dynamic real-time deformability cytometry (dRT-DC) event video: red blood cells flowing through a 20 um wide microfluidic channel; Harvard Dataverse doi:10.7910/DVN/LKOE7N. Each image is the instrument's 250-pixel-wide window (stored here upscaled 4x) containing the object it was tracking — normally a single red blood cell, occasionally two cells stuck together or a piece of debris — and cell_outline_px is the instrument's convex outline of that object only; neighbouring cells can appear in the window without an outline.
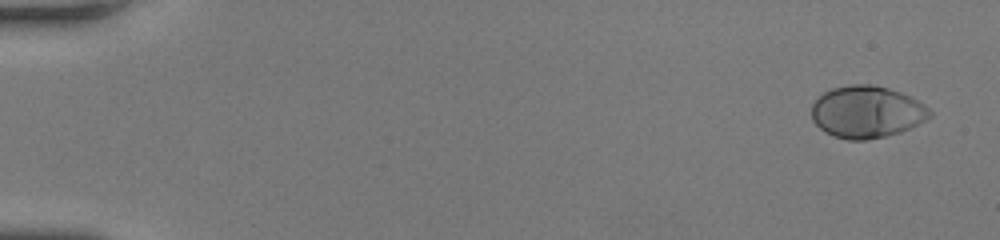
{"species": "human", "species_latin": "Homo sapiens", "temperature_condition": "room temperature", "stored_images_in_passage": 50, "camera_frame_rate_fps": 3000, "um_per_image_px": 0.085, "donor": {"sex": "female"}, "frame": {"image": 1, "passage_image": 1, "time_ms": 0.0, "image_size_px": [1000, 240], "cell_outline_px": [[932, 116], [900, 132], [884, 136], [864, 140], [848, 140], [832, 136], [824, 132], [812, 120], [812, 104], [824, 92], [832, 88], [848, 84], [872, 84], [888, 88], [900, 92], [924, 104], [932, 112]], "centroid_in_image_um": [73.64, 9.51], "position_along_channel_um": 11.4, "area_um2": 35.72}}
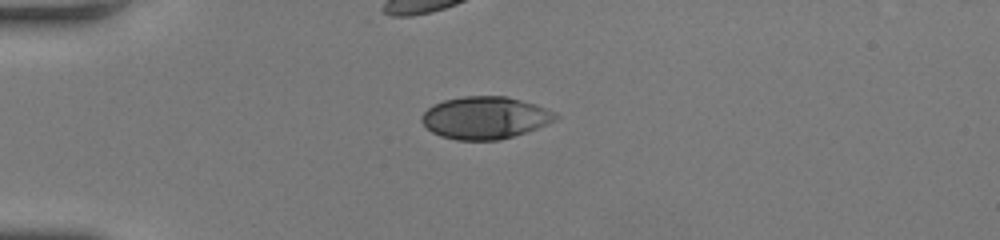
{"frame": {"image": 2, "passage_image": 13, "time_ms": 4.0, "image_size_px": [1000, 240], "cell_outline_px": [[560, 116], [556, 120], [548, 124], [500, 140], [456, 140], [440, 136], [432, 132], [420, 120], [420, 116], [432, 104], [444, 100], [464, 96], [504, 96], [536, 104], [556, 112]], "centroid_in_image_um": [41.22, 10.0], "position_along_channel_um": 43.8, "area_um2": 33.06}}
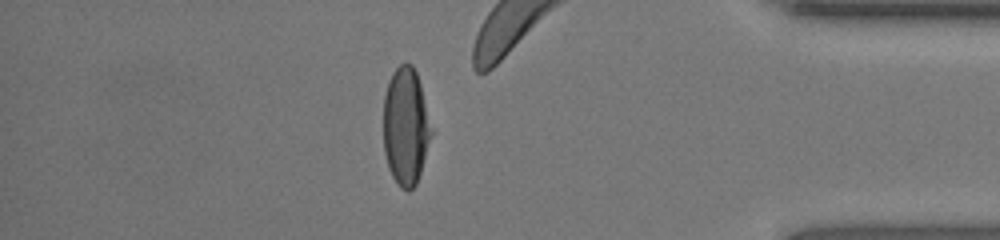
{"frame": {"image": 3, "passage_image": 44, "time_ms": 14.333, "image_size_px": [1000, 240], "cell_outline_px": [[432, 136], [416, 184], [408, 192], [400, 188], [396, 184], [388, 168], [384, 152], [384, 96], [388, 80], [392, 72], [400, 64], [412, 64], [416, 72], [420, 84], [432, 132]], "centroid_in_image_um": [34.47, 10.77], "position_along_channel_um": 400.7, "area_um2": 32.71}}